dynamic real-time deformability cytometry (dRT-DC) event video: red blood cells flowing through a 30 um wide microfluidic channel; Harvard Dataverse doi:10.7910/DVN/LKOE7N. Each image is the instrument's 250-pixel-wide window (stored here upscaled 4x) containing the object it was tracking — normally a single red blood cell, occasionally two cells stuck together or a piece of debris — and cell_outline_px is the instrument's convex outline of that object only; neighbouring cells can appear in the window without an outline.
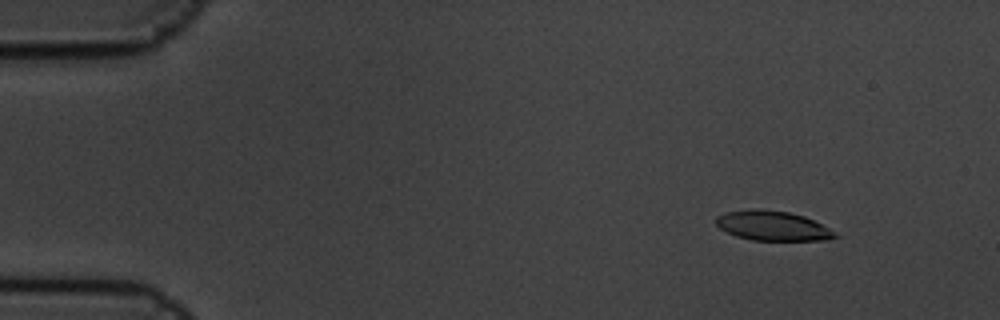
{"species": "common noctule bat (a hibernating species)", "species_latin": "Nyctalus noctula", "temperature_condition": "cold", "stored_images_in_passage": 6, "camera_frame_rate_fps": 3000, "um_per_image_px": 0.085, "animal": {"sex": "male", "body_mass_g": 19.5, "forearm_length_mm": 54.6}, "frame": {"image": 1, "passage_image": 2, "time_ms": 0.333, "image_size_px": [1000, 320], "cell_outline_px": [[840, 236], [828, 240], [752, 240], [736, 236], [720, 228], [716, 224], [716, 216], [728, 212], [788, 212], [804, 216], [828, 228]], "centroid_in_image_um": [65.73, 19.25], "position_along_channel_um": 19.3, "area_um2": 19.48}}